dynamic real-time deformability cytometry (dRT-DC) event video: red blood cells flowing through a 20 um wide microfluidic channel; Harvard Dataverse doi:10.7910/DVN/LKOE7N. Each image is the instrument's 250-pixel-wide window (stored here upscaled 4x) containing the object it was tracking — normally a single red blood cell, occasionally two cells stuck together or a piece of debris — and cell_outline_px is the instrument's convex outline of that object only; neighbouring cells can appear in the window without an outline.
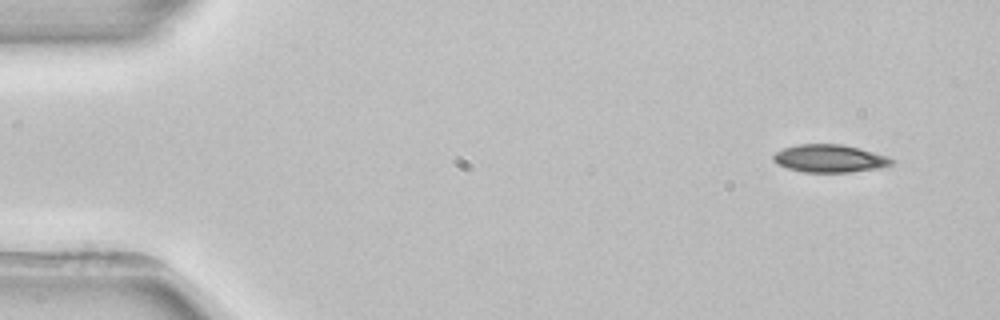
{"species": "common noctule bat (a hibernating species)", "species_latin": "Nyctalus noctula", "temperature_condition": "room temperature", "stored_images_in_passage": 4, "camera_frame_rate_fps": 3000, "um_per_image_px": 0.085, "animal": {"sex": "female", "body_mass_g": 22.7, "forearm_length_mm": 54.2}, "frame": {"image": 1, "passage_image": 1, "time_ms": 0.0, "image_size_px": [1000, 320], "cell_outline_px": [[896, 160], [892, 164], [880, 168], [848, 172], [804, 172], [788, 168], [776, 164], [772, 160], [772, 156], [776, 152], [784, 148], [796, 144], [840, 144], [860, 148], [888, 156]], "centroid_in_image_um": [70.52, 13.47], "position_along_channel_um": 14.5, "area_um2": 19.25}}
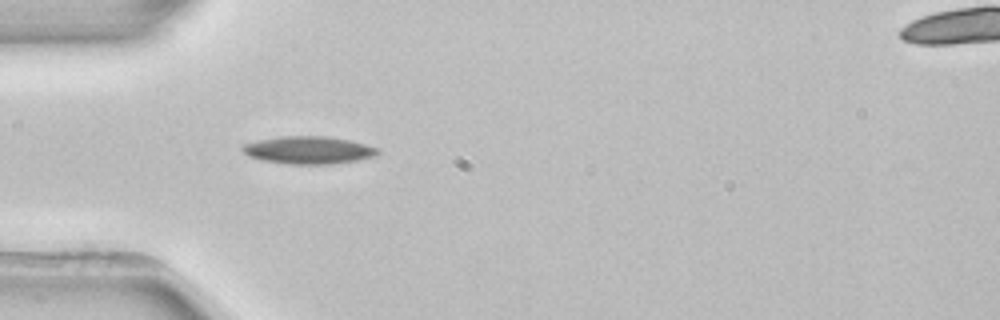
{"frame": {"image": 2, "passage_image": 4, "time_ms": 1.0, "image_size_px": [1000, 320], "cell_outline_px": [[380, 152], [376, 156], [356, 160], [332, 164], [288, 164], [260, 160], [248, 156], [240, 148], [244, 144], [260, 140], [280, 136], [328, 136], [348, 140], [380, 148]], "centroid_in_image_um": [26.23, 12.76], "position_along_channel_um": 58.8, "area_um2": 21.79}}